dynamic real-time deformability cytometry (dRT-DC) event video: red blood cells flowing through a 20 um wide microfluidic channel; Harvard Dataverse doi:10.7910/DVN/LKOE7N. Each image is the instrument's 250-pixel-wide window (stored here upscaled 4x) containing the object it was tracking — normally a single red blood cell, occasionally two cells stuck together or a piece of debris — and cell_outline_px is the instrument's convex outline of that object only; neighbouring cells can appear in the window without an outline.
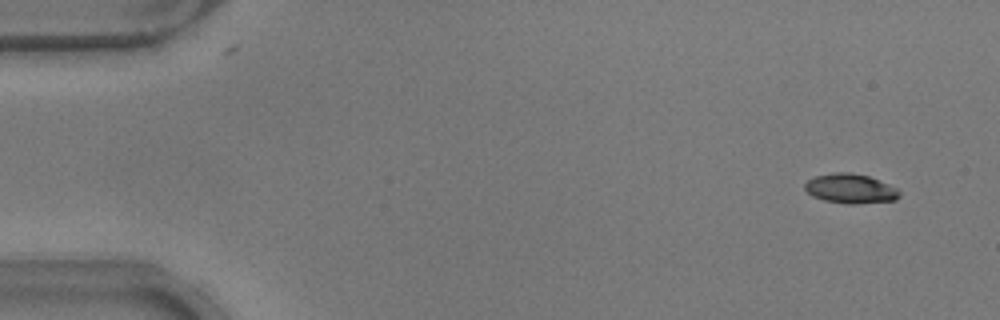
{"species": "common noctule bat (a hibernating species)", "species_latin": "Nyctalus noctula", "temperature_condition": "warm", "stored_images_in_passage": 51, "camera_frame_rate_fps": 3000, "um_per_image_px": 0.085, "animal": {"sex": "male", "body_mass_g": 17.9}, "frame": {"image": 1, "passage_image": 1, "time_ms": 0.0, "image_size_px": [1000, 320], "cell_outline_px": [[900, 196], [896, 200], [856, 204], [848, 204], [824, 200], [812, 196], [804, 188], [804, 184], [808, 180], [816, 176], [832, 172], [852, 172], [868, 176], [888, 184], [896, 188], [900, 192]], "centroid_in_image_um": [72.28, 16.03], "position_along_channel_um": 12.7, "area_um2": 16.3}}
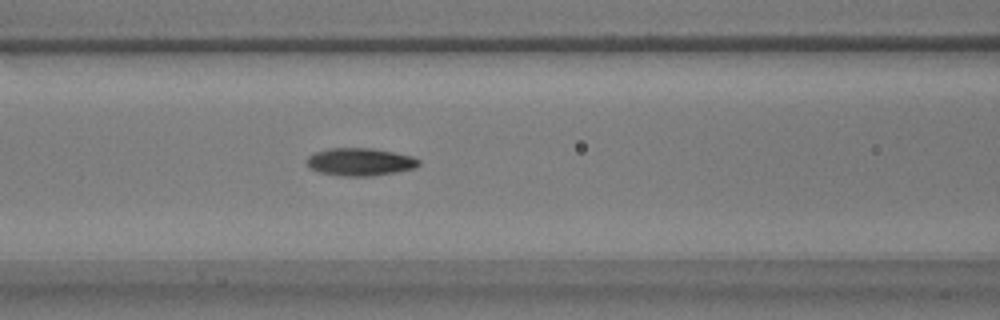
{"frame": {"image": 2, "passage_image": 20, "time_ms": 6.333, "image_size_px": [1000, 320], "cell_outline_px": [[420, 164], [412, 168], [396, 172], [372, 176], [344, 176], [320, 172], [308, 168], [308, 156], [316, 152], [332, 148], [372, 148], [412, 156], [420, 160]], "centroid_in_image_um": [30.61, 13.76], "position_along_channel_um": 136.0, "area_um2": 17.86}}
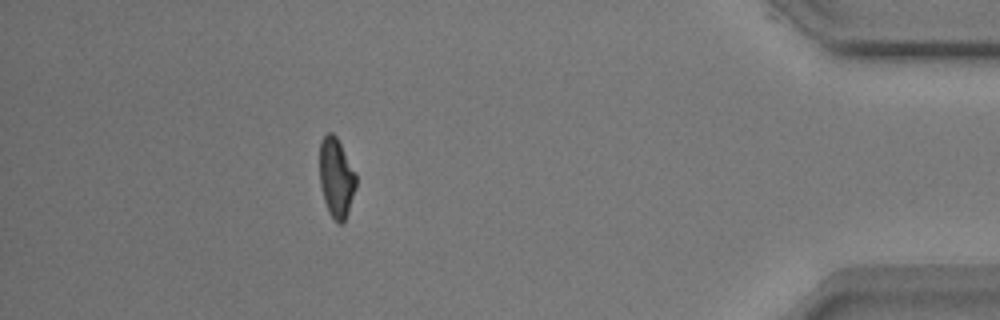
{"frame": {"image": 3, "passage_image": 45, "time_ms": 14.667, "image_size_px": [1000, 320], "cell_outline_px": [[356, 188], [348, 212], [344, 220], [340, 224], [328, 212], [324, 200], [320, 184], [320, 140], [328, 132], [332, 132], [336, 136], [356, 172]], "centroid_in_image_um": [28.59, 15.08], "position_along_channel_um": 406.6, "area_um2": 16.82}, "authors_computed_cell_mechanics": {"area_um2": 17.2244, "velocity_mm_per_s": 3.8304, "shape_relaxation_time_tau1_ms": 4.185, "shape_relaxation_time_tau2_ms": 2.9083, "deformation_change_tau1": 0.1665, "deformation_change_tau2": 0.0681}}